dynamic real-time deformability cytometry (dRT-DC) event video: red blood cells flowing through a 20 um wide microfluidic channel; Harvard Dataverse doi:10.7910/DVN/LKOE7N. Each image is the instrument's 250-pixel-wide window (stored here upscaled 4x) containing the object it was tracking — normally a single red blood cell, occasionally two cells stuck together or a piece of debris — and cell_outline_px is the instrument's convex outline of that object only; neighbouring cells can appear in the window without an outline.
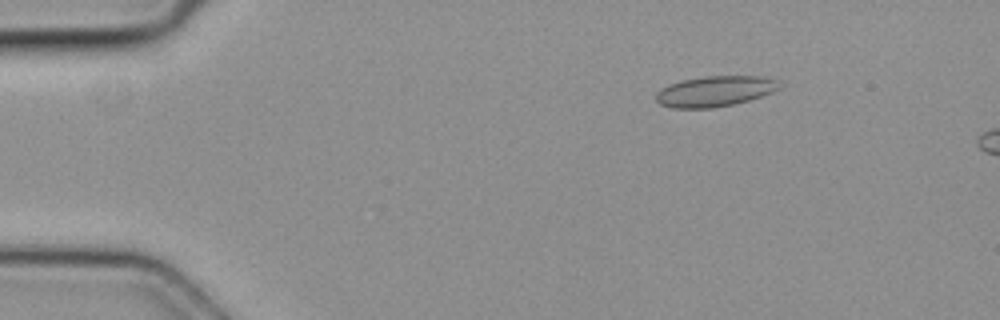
{"species": "common noctule bat (a hibernating species)", "species_latin": "Nyctalus noctula", "temperature_condition": "cold", "stored_images_in_passage": 3, "camera_frame_rate_fps": 3000, "um_per_image_px": 0.085, "animal": {"sex": "female", "body_mass_g": 19.3, "forearm_length_mm": 54.1}, "frame": {"image": 1, "passage_image": 1, "time_ms": 0.0, "image_size_px": [1000, 320], "cell_outline_px": [[780, 88], [772, 92], [736, 104], [712, 108], [672, 108], [660, 104], [656, 100], [656, 92], [660, 88], [668, 84], [684, 80], [708, 76], [764, 76], [776, 80]], "centroid_in_image_um": [60.74, 7.76], "position_along_channel_um": 24.3, "area_um2": 21.91}}